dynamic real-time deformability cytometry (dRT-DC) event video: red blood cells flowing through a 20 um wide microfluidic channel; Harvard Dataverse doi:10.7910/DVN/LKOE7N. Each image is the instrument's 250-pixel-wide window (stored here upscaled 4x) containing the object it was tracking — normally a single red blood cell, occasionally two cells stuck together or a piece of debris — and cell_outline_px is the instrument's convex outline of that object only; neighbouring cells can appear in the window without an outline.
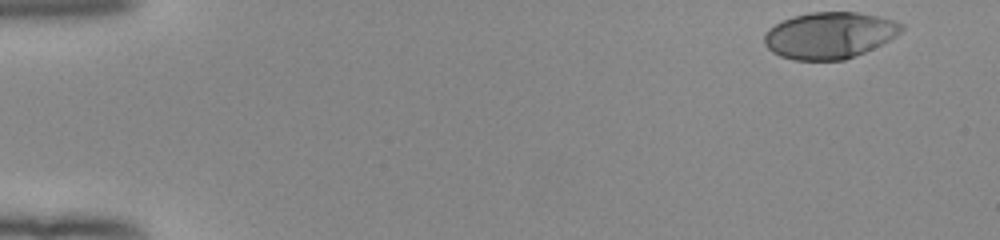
{"species": "human", "species_latin": "Homo sapiens", "temperature_condition": "room temperature", "stored_images_in_passage": 49, "camera_frame_rate_fps": 3000, "um_per_image_px": 0.085, "donor": {"sex": "female"}, "frame": {"image": 1, "passage_image": 1, "time_ms": 0.0, "image_size_px": [1000, 240], "cell_outline_px": [[904, 28], [896, 36], [864, 52], [844, 60], [796, 60], [780, 56], [772, 52], [764, 44], [764, 32], [768, 28], [792, 16], [812, 12], [856, 12], [880, 16], [904, 24]], "centroid_in_image_um": [70.49, 2.99], "position_along_channel_um": 14.5, "area_um2": 37.11}}
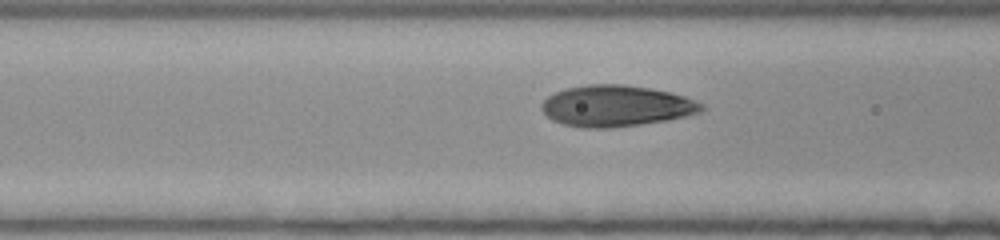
{"frame": {"image": 2, "passage_image": 19, "time_ms": 6.0, "image_size_px": [1000, 240], "cell_outline_px": [[704, 108], [700, 112], [668, 120], [612, 128], [580, 128], [564, 124], [552, 120], [540, 108], [540, 104], [548, 96], [564, 88], [588, 84], [624, 84], [672, 92], [696, 100], [704, 104]], "centroid_in_image_um": [52.36, 9.0], "position_along_channel_um": 114.2, "area_um2": 38.55}}
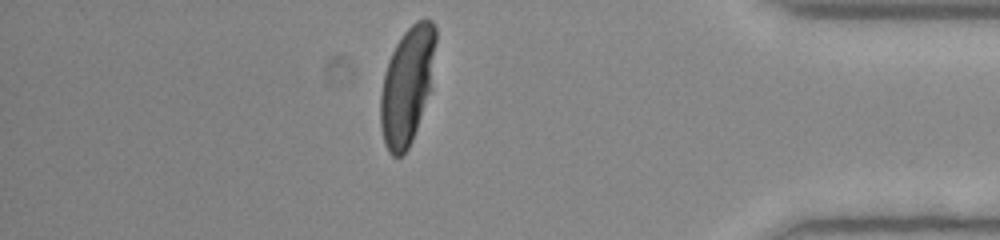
{"frame": {"image": 3, "passage_image": 43, "time_ms": 14.0, "image_size_px": [1000, 240], "cell_outline_px": [[436, 40], [432, 88], [412, 140], [408, 148], [400, 156], [392, 156], [388, 152], [384, 144], [380, 124], [380, 96], [384, 72], [388, 60], [400, 36], [416, 20], [432, 20], [436, 28]], "centroid_in_image_um": [34.61, 7.27], "position_along_channel_um": 400.6, "area_um2": 38.15}, "authors_computed_cell_mechanics": {"area_um2": 37.6278, "velocity_mm_per_s": 3.9754, "shape_relaxation_time_tau1_ms": 2.9298, "shape_relaxation_time_tau2_ms": null, "deformation_change_tau1": 0.1981, "deformation_change_tau2": null}}